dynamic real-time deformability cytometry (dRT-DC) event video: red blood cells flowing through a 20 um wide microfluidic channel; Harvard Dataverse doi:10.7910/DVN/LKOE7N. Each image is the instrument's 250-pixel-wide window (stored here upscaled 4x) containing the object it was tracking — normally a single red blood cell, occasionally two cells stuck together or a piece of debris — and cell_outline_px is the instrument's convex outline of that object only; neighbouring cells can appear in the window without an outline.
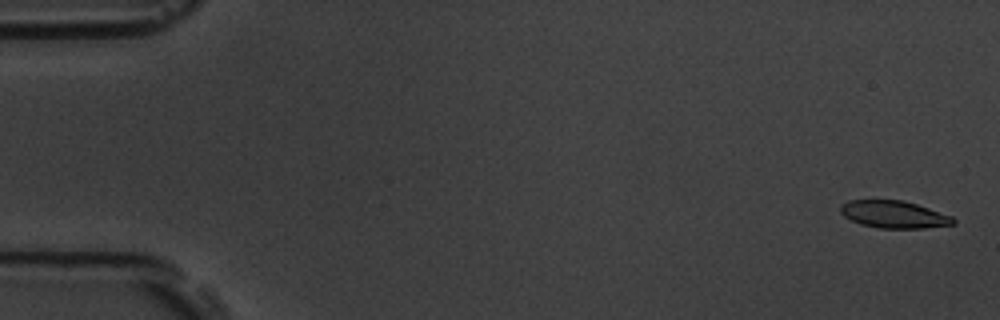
{"species": "common noctule bat (a hibernating species)", "species_latin": "Nyctalus noctula", "temperature_condition": "room temperature", "stored_images_in_passage": 58, "camera_frame_rate_fps": 3000, "um_per_image_px": 0.085, "animal": {"sex": "male", "body_mass_g": 19.5, "forearm_length_mm": 54.6}, "frame": {"image": 1, "passage_image": 2, "time_ms": 0.333, "image_size_px": [1000, 320], "cell_outline_px": [[956, 224], [924, 228], [880, 228], [860, 224], [844, 216], [840, 212], [840, 204], [848, 200], [904, 200], [952, 216], [956, 220]], "centroid_in_image_um": [75.98, 18.22], "position_along_channel_um": 9.0, "area_um2": 17.98}}
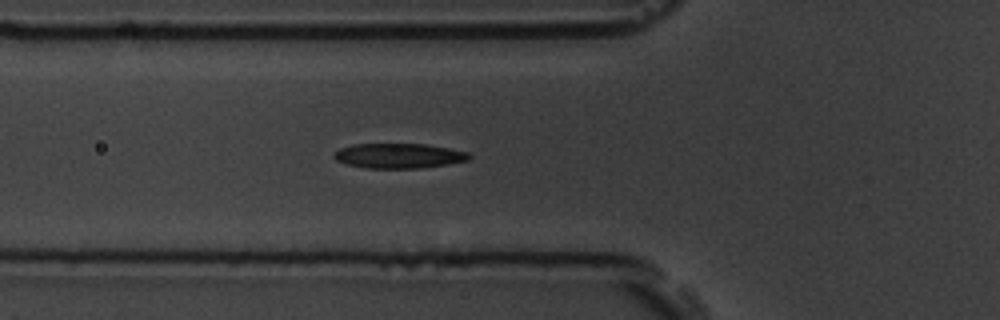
{"frame": {"image": 2, "passage_image": 21, "time_ms": 6.667, "image_size_px": [1000, 320], "cell_outline_px": [[472, 156], [468, 160], [448, 164], [420, 168], [364, 168], [348, 164], [336, 160], [332, 156], [340, 148], [352, 144], [424, 144], [448, 148], [468, 152]], "centroid_in_image_um": [33.9, 13.24], "position_along_channel_um": 91.9, "area_um2": 19.54}}
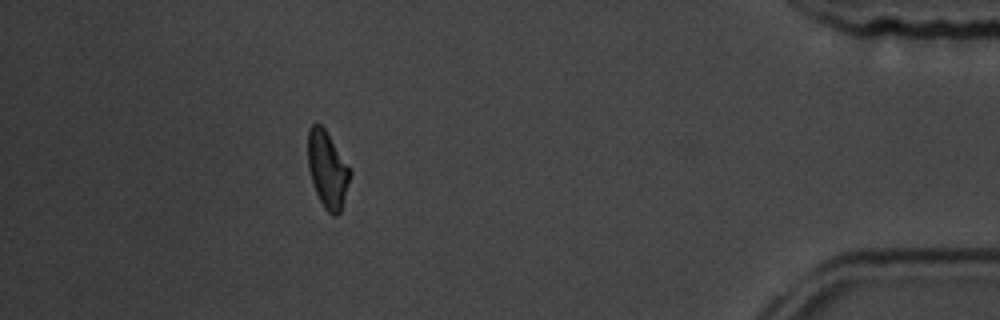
{"frame": {"image": 3, "passage_image": 52, "time_ms": 17.0, "image_size_px": [1000, 320], "cell_outline_px": [[352, 172], [340, 212], [336, 216], [332, 216], [324, 208], [316, 192], [308, 168], [308, 128], [312, 124], [320, 124], [324, 128]], "centroid_in_image_um": [27.82, 14.42], "position_along_channel_um": 407.4, "area_um2": 18.5}, "authors_computed_cell_mechanics": {"area_um2": 19.4786, "velocity_mm_per_s": 3.5584, "shape_relaxation_time_tau1_ms": 3.5755, "shape_relaxation_time_tau2_ms": 4.8977, "deformation_change_tau1": 0.1254, "deformation_change_tau2": 0.1279}}